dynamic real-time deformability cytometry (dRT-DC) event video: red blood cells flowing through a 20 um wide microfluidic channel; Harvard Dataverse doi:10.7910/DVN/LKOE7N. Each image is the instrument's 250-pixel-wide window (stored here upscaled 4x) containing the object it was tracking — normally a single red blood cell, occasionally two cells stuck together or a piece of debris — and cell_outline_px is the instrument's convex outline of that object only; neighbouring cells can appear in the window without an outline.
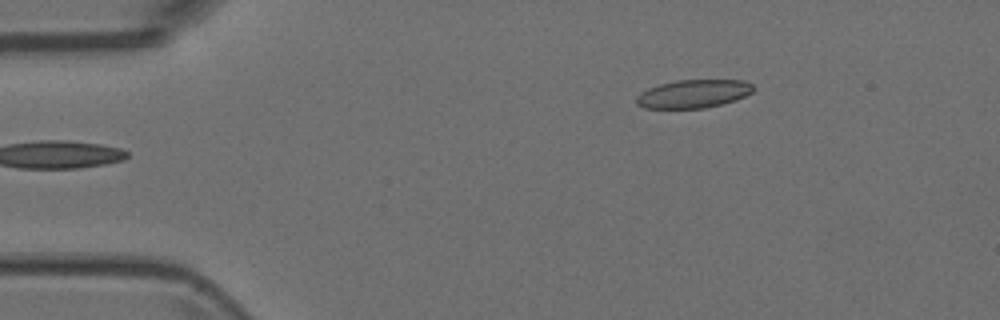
{"species": "Egyptian fruit bat (a non-hibernating species)", "species_latin": "Rousettus aegyptiacus", "temperature_condition": "room temperature", "stored_images_in_passage": 5, "camera_frame_rate_fps": 3000, "um_per_image_px": 0.085, "animal": {"sex": "female"}, "frame": {"image": 1, "passage_image": 5, "time_ms": 1.333, "image_size_px": [1000, 320], "cell_outline_px": [[756, 88], [752, 92], [736, 100], [704, 108], [644, 108], [636, 104], [636, 96], [640, 92], [648, 88], [660, 84], [676, 80], [744, 80], [752, 84]], "centroid_in_image_um": [58.93, 7.97], "position_along_channel_um": 26.1, "area_um2": 19.31}}